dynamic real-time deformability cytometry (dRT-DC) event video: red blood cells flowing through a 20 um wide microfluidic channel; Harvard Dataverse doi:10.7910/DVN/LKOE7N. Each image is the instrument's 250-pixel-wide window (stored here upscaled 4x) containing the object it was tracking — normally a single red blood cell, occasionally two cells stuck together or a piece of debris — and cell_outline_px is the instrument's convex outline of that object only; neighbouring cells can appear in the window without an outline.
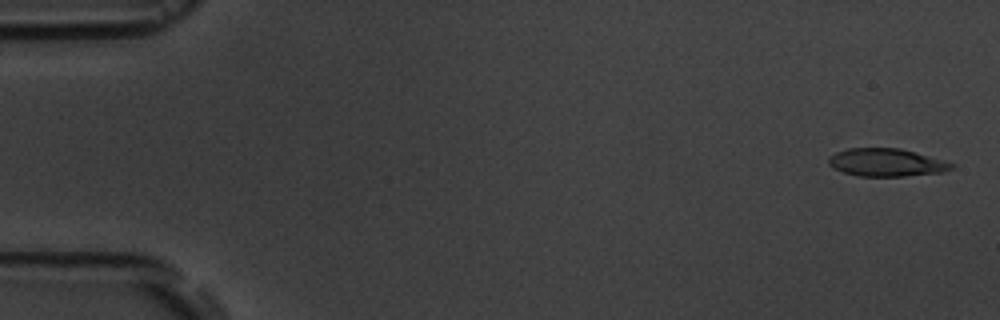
{"species": "common noctule bat (a hibernating species)", "species_latin": "Nyctalus noctula", "temperature_condition": "room temperature", "stored_images_in_passage": 5, "camera_frame_rate_fps": 3000, "um_per_image_px": 0.085, "animal": {"sex": "male", "body_mass_g": 19.5, "forearm_length_mm": 54.6}, "frame": {"image": 1, "passage_image": 1, "time_ms": 0.0, "image_size_px": [1000, 320], "cell_outline_px": [[956, 164], [952, 168], [944, 172], [904, 176], [860, 176], [844, 172], [832, 168], [828, 164], [828, 156], [836, 152], [848, 148], [900, 148]], "centroid_in_image_um": [75.31, 13.81], "position_along_channel_um": 9.7, "area_um2": 19.88}}
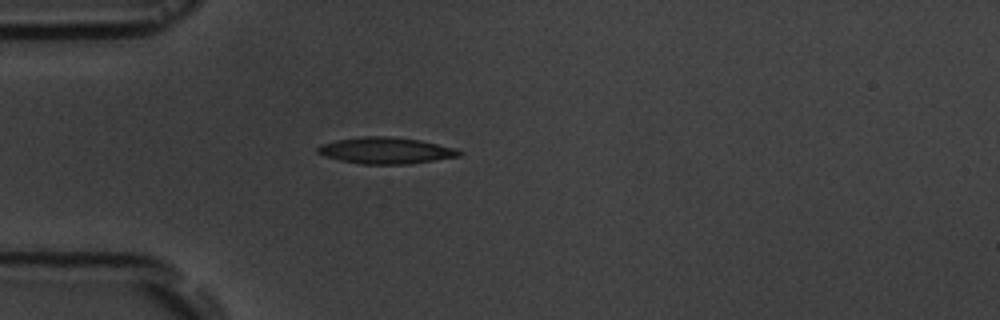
{"frame": {"image": 2, "passage_image": 5, "time_ms": 4.667, "image_size_px": [1000, 320], "cell_outline_px": [[464, 152], [460, 156], [408, 164], [364, 164], [340, 160], [324, 156], [316, 152], [316, 148], [320, 144], [336, 140], [364, 136], [384, 136], [420, 140], [456, 148]], "centroid_in_image_um": [32.78, 12.79], "position_along_channel_um": 52.2, "area_um2": 21.73}}